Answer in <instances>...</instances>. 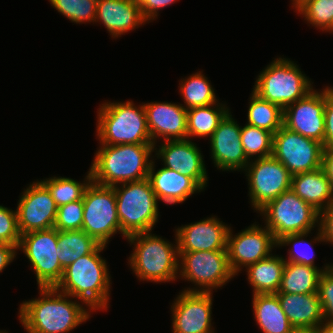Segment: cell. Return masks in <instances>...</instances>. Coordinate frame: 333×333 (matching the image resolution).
<instances>
[{"instance_id": "obj_1", "label": "cell", "mask_w": 333, "mask_h": 333, "mask_svg": "<svg viewBox=\"0 0 333 333\" xmlns=\"http://www.w3.org/2000/svg\"><path fill=\"white\" fill-rule=\"evenodd\" d=\"M38 291V298L25 300L18 308V320L27 333H69L94 313L84 302L55 287Z\"/></svg>"}, {"instance_id": "obj_2", "label": "cell", "mask_w": 333, "mask_h": 333, "mask_svg": "<svg viewBox=\"0 0 333 333\" xmlns=\"http://www.w3.org/2000/svg\"><path fill=\"white\" fill-rule=\"evenodd\" d=\"M106 247L101 244L94 252L71 263L64 269L62 279L55 287L84 302L95 312L108 310L111 299L112 277L107 261L100 254Z\"/></svg>"}, {"instance_id": "obj_3", "label": "cell", "mask_w": 333, "mask_h": 333, "mask_svg": "<svg viewBox=\"0 0 333 333\" xmlns=\"http://www.w3.org/2000/svg\"><path fill=\"white\" fill-rule=\"evenodd\" d=\"M94 154L89 168L92 181L113 187L148 178L154 145H99Z\"/></svg>"}, {"instance_id": "obj_4", "label": "cell", "mask_w": 333, "mask_h": 333, "mask_svg": "<svg viewBox=\"0 0 333 333\" xmlns=\"http://www.w3.org/2000/svg\"><path fill=\"white\" fill-rule=\"evenodd\" d=\"M172 243L152 231L138 233L126 238L133 251L128 266L139 281L167 283L178 279V242L175 233ZM175 243V244H174Z\"/></svg>"}, {"instance_id": "obj_5", "label": "cell", "mask_w": 333, "mask_h": 333, "mask_svg": "<svg viewBox=\"0 0 333 333\" xmlns=\"http://www.w3.org/2000/svg\"><path fill=\"white\" fill-rule=\"evenodd\" d=\"M96 138L100 145H154L147 126L144 104L103 102L97 109Z\"/></svg>"}, {"instance_id": "obj_6", "label": "cell", "mask_w": 333, "mask_h": 333, "mask_svg": "<svg viewBox=\"0 0 333 333\" xmlns=\"http://www.w3.org/2000/svg\"><path fill=\"white\" fill-rule=\"evenodd\" d=\"M313 81L299 65L280 56L272 60L256 77L253 92L282 110L304 98L314 89Z\"/></svg>"}, {"instance_id": "obj_7", "label": "cell", "mask_w": 333, "mask_h": 333, "mask_svg": "<svg viewBox=\"0 0 333 333\" xmlns=\"http://www.w3.org/2000/svg\"><path fill=\"white\" fill-rule=\"evenodd\" d=\"M113 187L122 238L152 231L159 221L160 212L159 202L148 178Z\"/></svg>"}, {"instance_id": "obj_8", "label": "cell", "mask_w": 333, "mask_h": 333, "mask_svg": "<svg viewBox=\"0 0 333 333\" xmlns=\"http://www.w3.org/2000/svg\"><path fill=\"white\" fill-rule=\"evenodd\" d=\"M258 213L276 241L288 234L307 233L319 228L320 212L292 189L270 201Z\"/></svg>"}, {"instance_id": "obj_9", "label": "cell", "mask_w": 333, "mask_h": 333, "mask_svg": "<svg viewBox=\"0 0 333 333\" xmlns=\"http://www.w3.org/2000/svg\"><path fill=\"white\" fill-rule=\"evenodd\" d=\"M178 278L194 287L188 292H214L236 277L228 263L227 250L178 252Z\"/></svg>"}, {"instance_id": "obj_10", "label": "cell", "mask_w": 333, "mask_h": 333, "mask_svg": "<svg viewBox=\"0 0 333 333\" xmlns=\"http://www.w3.org/2000/svg\"><path fill=\"white\" fill-rule=\"evenodd\" d=\"M17 250L28 259L38 288L56 287L61 281L64 269L59 262L62 249L56 228L22 234Z\"/></svg>"}, {"instance_id": "obj_11", "label": "cell", "mask_w": 333, "mask_h": 333, "mask_svg": "<svg viewBox=\"0 0 333 333\" xmlns=\"http://www.w3.org/2000/svg\"><path fill=\"white\" fill-rule=\"evenodd\" d=\"M82 200V230L100 244L107 245L112 236L120 234L114 187L102 186L91 181L84 191Z\"/></svg>"}, {"instance_id": "obj_12", "label": "cell", "mask_w": 333, "mask_h": 333, "mask_svg": "<svg viewBox=\"0 0 333 333\" xmlns=\"http://www.w3.org/2000/svg\"><path fill=\"white\" fill-rule=\"evenodd\" d=\"M242 172L248 181L250 205L257 213L270 201L291 189L292 175L272 155L250 160Z\"/></svg>"}, {"instance_id": "obj_13", "label": "cell", "mask_w": 333, "mask_h": 333, "mask_svg": "<svg viewBox=\"0 0 333 333\" xmlns=\"http://www.w3.org/2000/svg\"><path fill=\"white\" fill-rule=\"evenodd\" d=\"M257 223L254 222L238 233H234L231 226L229 228L227 235L228 263L235 276H238L249 265L269 257L273 250L277 249V241L272 232L264 225Z\"/></svg>"}, {"instance_id": "obj_14", "label": "cell", "mask_w": 333, "mask_h": 333, "mask_svg": "<svg viewBox=\"0 0 333 333\" xmlns=\"http://www.w3.org/2000/svg\"><path fill=\"white\" fill-rule=\"evenodd\" d=\"M323 144L282 126L273 135L272 156L293 176L321 168Z\"/></svg>"}, {"instance_id": "obj_15", "label": "cell", "mask_w": 333, "mask_h": 333, "mask_svg": "<svg viewBox=\"0 0 333 333\" xmlns=\"http://www.w3.org/2000/svg\"><path fill=\"white\" fill-rule=\"evenodd\" d=\"M26 187L15 208L20 234L54 228L58 207L48 188L38 179Z\"/></svg>"}, {"instance_id": "obj_16", "label": "cell", "mask_w": 333, "mask_h": 333, "mask_svg": "<svg viewBox=\"0 0 333 333\" xmlns=\"http://www.w3.org/2000/svg\"><path fill=\"white\" fill-rule=\"evenodd\" d=\"M212 292H179L171 304L172 333H215Z\"/></svg>"}, {"instance_id": "obj_17", "label": "cell", "mask_w": 333, "mask_h": 333, "mask_svg": "<svg viewBox=\"0 0 333 333\" xmlns=\"http://www.w3.org/2000/svg\"><path fill=\"white\" fill-rule=\"evenodd\" d=\"M190 139L161 141L154 145V158L168 169L192 178L203 190L209 177L200 147ZM158 146V148H157Z\"/></svg>"}, {"instance_id": "obj_18", "label": "cell", "mask_w": 333, "mask_h": 333, "mask_svg": "<svg viewBox=\"0 0 333 333\" xmlns=\"http://www.w3.org/2000/svg\"><path fill=\"white\" fill-rule=\"evenodd\" d=\"M210 159L217 170L243 171L250 160L241 143V126L229 111L219 122L217 129L208 139Z\"/></svg>"}, {"instance_id": "obj_19", "label": "cell", "mask_w": 333, "mask_h": 333, "mask_svg": "<svg viewBox=\"0 0 333 333\" xmlns=\"http://www.w3.org/2000/svg\"><path fill=\"white\" fill-rule=\"evenodd\" d=\"M325 87L313 89L304 98L283 110V126L290 131L319 141L324 147Z\"/></svg>"}, {"instance_id": "obj_20", "label": "cell", "mask_w": 333, "mask_h": 333, "mask_svg": "<svg viewBox=\"0 0 333 333\" xmlns=\"http://www.w3.org/2000/svg\"><path fill=\"white\" fill-rule=\"evenodd\" d=\"M230 225L210 216L175 228L178 252L227 250Z\"/></svg>"}, {"instance_id": "obj_21", "label": "cell", "mask_w": 333, "mask_h": 333, "mask_svg": "<svg viewBox=\"0 0 333 333\" xmlns=\"http://www.w3.org/2000/svg\"><path fill=\"white\" fill-rule=\"evenodd\" d=\"M153 144L187 139V110L181 103L152 101L143 103Z\"/></svg>"}, {"instance_id": "obj_22", "label": "cell", "mask_w": 333, "mask_h": 333, "mask_svg": "<svg viewBox=\"0 0 333 333\" xmlns=\"http://www.w3.org/2000/svg\"><path fill=\"white\" fill-rule=\"evenodd\" d=\"M97 22L103 24L113 39L148 23L141 14L138 0H98L94 23Z\"/></svg>"}, {"instance_id": "obj_23", "label": "cell", "mask_w": 333, "mask_h": 333, "mask_svg": "<svg viewBox=\"0 0 333 333\" xmlns=\"http://www.w3.org/2000/svg\"><path fill=\"white\" fill-rule=\"evenodd\" d=\"M153 160L150 165L148 180L159 203L162 201L166 205L182 204L190 196L204 191L192 178L179 172L164 166L156 170L155 160L157 159L153 158Z\"/></svg>"}, {"instance_id": "obj_24", "label": "cell", "mask_w": 333, "mask_h": 333, "mask_svg": "<svg viewBox=\"0 0 333 333\" xmlns=\"http://www.w3.org/2000/svg\"><path fill=\"white\" fill-rule=\"evenodd\" d=\"M276 295L294 328L314 330L325 325L318 293H276Z\"/></svg>"}, {"instance_id": "obj_25", "label": "cell", "mask_w": 333, "mask_h": 333, "mask_svg": "<svg viewBox=\"0 0 333 333\" xmlns=\"http://www.w3.org/2000/svg\"><path fill=\"white\" fill-rule=\"evenodd\" d=\"M291 189L319 212L333 204V187L322 168L293 175Z\"/></svg>"}, {"instance_id": "obj_26", "label": "cell", "mask_w": 333, "mask_h": 333, "mask_svg": "<svg viewBox=\"0 0 333 333\" xmlns=\"http://www.w3.org/2000/svg\"><path fill=\"white\" fill-rule=\"evenodd\" d=\"M252 308L254 321L263 333H291L295 329L276 294L252 295Z\"/></svg>"}, {"instance_id": "obj_27", "label": "cell", "mask_w": 333, "mask_h": 333, "mask_svg": "<svg viewBox=\"0 0 333 333\" xmlns=\"http://www.w3.org/2000/svg\"><path fill=\"white\" fill-rule=\"evenodd\" d=\"M273 254L244 270L253 295L276 294L279 290L286 261L284 256Z\"/></svg>"}, {"instance_id": "obj_28", "label": "cell", "mask_w": 333, "mask_h": 333, "mask_svg": "<svg viewBox=\"0 0 333 333\" xmlns=\"http://www.w3.org/2000/svg\"><path fill=\"white\" fill-rule=\"evenodd\" d=\"M230 111L223 101L187 110V139L210 138L219 122Z\"/></svg>"}, {"instance_id": "obj_29", "label": "cell", "mask_w": 333, "mask_h": 333, "mask_svg": "<svg viewBox=\"0 0 333 333\" xmlns=\"http://www.w3.org/2000/svg\"><path fill=\"white\" fill-rule=\"evenodd\" d=\"M317 233V234H316ZM315 237L311 240L307 239L310 237L311 232L300 233V234H288L283 236L277 241V248H282L285 246H292L288 249V255L284 258L286 262H292L297 264H303L312 266L315 268H320L322 272L330 270V262L324 264L322 267H317L315 264V252L314 243H326L323 239L320 228L316 229ZM310 240V241H309Z\"/></svg>"}, {"instance_id": "obj_30", "label": "cell", "mask_w": 333, "mask_h": 333, "mask_svg": "<svg viewBox=\"0 0 333 333\" xmlns=\"http://www.w3.org/2000/svg\"><path fill=\"white\" fill-rule=\"evenodd\" d=\"M322 273L320 268L286 262L277 293H317L318 282Z\"/></svg>"}, {"instance_id": "obj_31", "label": "cell", "mask_w": 333, "mask_h": 333, "mask_svg": "<svg viewBox=\"0 0 333 333\" xmlns=\"http://www.w3.org/2000/svg\"><path fill=\"white\" fill-rule=\"evenodd\" d=\"M202 72L197 71L179 81V92L184 102L182 106L186 110L219 102L215 88Z\"/></svg>"}, {"instance_id": "obj_32", "label": "cell", "mask_w": 333, "mask_h": 333, "mask_svg": "<svg viewBox=\"0 0 333 333\" xmlns=\"http://www.w3.org/2000/svg\"><path fill=\"white\" fill-rule=\"evenodd\" d=\"M101 244L82 229L58 231L59 262L63 269L87 254L94 252Z\"/></svg>"}, {"instance_id": "obj_33", "label": "cell", "mask_w": 333, "mask_h": 333, "mask_svg": "<svg viewBox=\"0 0 333 333\" xmlns=\"http://www.w3.org/2000/svg\"><path fill=\"white\" fill-rule=\"evenodd\" d=\"M251 92L246 124L267 130L274 135L283 126V110Z\"/></svg>"}, {"instance_id": "obj_34", "label": "cell", "mask_w": 333, "mask_h": 333, "mask_svg": "<svg viewBox=\"0 0 333 333\" xmlns=\"http://www.w3.org/2000/svg\"><path fill=\"white\" fill-rule=\"evenodd\" d=\"M291 7L309 26L333 33V0H294Z\"/></svg>"}, {"instance_id": "obj_35", "label": "cell", "mask_w": 333, "mask_h": 333, "mask_svg": "<svg viewBox=\"0 0 333 333\" xmlns=\"http://www.w3.org/2000/svg\"><path fill=\"white\" fill-rule=\"evenodd\" d=\"M50 191L57 207L66 205L83 198L86 187L92 181L91 171H87L83 181H77L70 177L53 176L40 180Z\"/></svg>"}, {"instance_id": "obj_36", "label": "cell", "mask_w": 333, "mask_h": 333, "mask_svg": "<svg viewBox=\"0 0 333 333\" xmlns=\"http://www.w3.org/2000/svg\"><path fill=\"white\" fill-rule=\"evenodd\" d=\"M241 143L249 160L272 155L273 134L267 130L245 124L241 126Z\"/></svg>"}, {"instance_id": "obj_37", "label": "cell", "mask_w": 333, "mask_h": 333, "mask_svg": "<svg viewBox=\"0 0 333 333\" xmlns=\"http://www.w3.org/2000/svg\"><path fill=\"white\" fill-rule=\"evenodd\" d=\"M51 6L72 23H93L98 0H49Z\"/></svg>"}, {"instance_id": "obj_38", "label": "cell", "mask_w": 333, "mask_h": 333, "mask_svg": "<svg viewBox=\"0 0 333 333\" xmlns=\"http://www.w3.org/2000/svg\"><path fill=\"white\" fill-rule=\"evenodd\" d=\"M83 200L62 205L57 209L54 228L58 231L80 230L83 224Z\"/></svg>"}, {"instance_id": "obj_39", "label": "cell", "mask_w": 333, "mask_h": 333, "mask_svg": "<svg viewBox=\"0 0 333 333\" xmlns=\"http://www.w3.org/2000/svg\"><path fill=\"white\" fill-rule=\"evenodd\" d=\"M317 293L325 325L333 326V273L330 270L320 275Z\"/></svg>"}, {"instance_id": "obj_40", "label": "cell", "mask_w": 333, "mask_h": 333, "mask_svg": "<svg viewBox=\"0 0 333 333\" xmlns=\"http://www.w3.org/2000/svg\"><path fill=\"white\" fill-rule=\"evenodd\" d=\"M20 238L17 211L0 205V243H8L18 247Z\"/></svg>"}, {"instance_id": "obj_41", "label": "cell", "mask_w": 333, "mask_h": 333, "mask_svg": "<svg viewBox=\"0 0 333 333\" xmlns=\"http://www.w3.org/2000/svg\"><path fill=\"white\" fill-rule=\"evenodd\" d=\"M143 18L148 22L155 21L160 15L159 10L166 8L179 0H138Z\"/></svg>"}, {"instance_id": "obj_42", "label": "cell", "mask_w": 333, "mask_h": 333, "mask_svg": "<svg viewBox=\"0 0 333 333\" xmlns=\"http://www.w3.org/2000/svg\"><path fill=\"white\" fill-rule=\"evenodd\" d=\"M325 132L324 148H333V95L325 87Z\"/></svg>"}, {"instance_id": "obj_43", "label": "cell", "mask_w": 333, "mask_h": 333, "mask_svg": "<svg viewBox=\"0 0 333 333\" xmlns=\"http://www.w3.org/2000/svg\"><path fill=\"white\" fill-rule=\"evenodd\" d=\"M319 228L326 244L333 246V204L320 212Z\"/></svg>"}, {"instance_id": "obj_44", "label": "cell", "mask_w": 333, "mask_h": 333, "mask_svg": "<svg viewBox=\"0 0 333 333\" xmlns=\"http://www.w3.org/2000/svg\"><path fill=\"white\" fill-rule=\"evenodd\" d=\"M18 252L17 246L0 243V273L14 261Z\"/></svg>"}, {"instance_id": "obj_45", "label": "cell", "mask_w": 333, "mask_h": 333, "mask_svg": "<svg viewBox=\"0 0 333 333\" xmlns=\"http://www.w3.org/2000/svg\"><path fill=\"white\" fill-rule=\"evenodd\" d=\"M321 168L333 187V148H323Z\"/></svg>"}, {"instance_id": "obj_46", "label": "cell", "mask_w": 333, "mask_h": 333, "mask_svg": "<svg viewBox=\"0 0 333 333\" xmlns=\"http://www.w3.org/2000/svg\"><path fill=\"white\" fill-rule=\"evenodd\" d=\"M314 333H333V326H321L314 329Z\"/></svg>"}, {"instance_id": "obj_47", "label": "cell", "mask_w": 333, "mask_h": 333, "mask_svg": "<svg viewBox=\"0 0 333 333\" xmlns=\"http://www.w3.org/2000/svg\"><path fill=\"white\" fill-rule=\"evenodd\" d=\"M291 333H314V330L295 328Z\"/></svg>"}, {"instance_id": "obj_48", "label": "cell", "mask_w": 333, "mask_h": 333, "mask_svg": "<svg viewBox=\"0 0 333 333\" xmlns=\"http://www.w3.org/2000/svg\"><path fill=\"white\" fill-rule=\"evenodd\" d=\"M327 90L333 95V86H325Z\"/></svg>"}, {"instance_id": "obj_49", "label": "cell", "mask_w": 333, "mask_h": 333, "mask_svg": "<svg viewBox=\"0 0 333 333\" xmlns=\"http://www.w3.org/2000/svg\"><path fill=\"white\" fill-rule=\"evenodd\" d=\"M330 271L333 273V263H330Z\"/></svg>"}, {"instance_id": "obj_50", "label": "cell", "mask_w": 333, "mask_h": 333, "mask_svg": "<svg viewBox=\"0 0 333 333\" xmlns=\"http://www.w3.org/2000/svg\"><path fill=\"white\" fill-rule=\"evenodd\" d=\"M0 333H8L6 330H0Z\"/></svg>"}]
</instances>
